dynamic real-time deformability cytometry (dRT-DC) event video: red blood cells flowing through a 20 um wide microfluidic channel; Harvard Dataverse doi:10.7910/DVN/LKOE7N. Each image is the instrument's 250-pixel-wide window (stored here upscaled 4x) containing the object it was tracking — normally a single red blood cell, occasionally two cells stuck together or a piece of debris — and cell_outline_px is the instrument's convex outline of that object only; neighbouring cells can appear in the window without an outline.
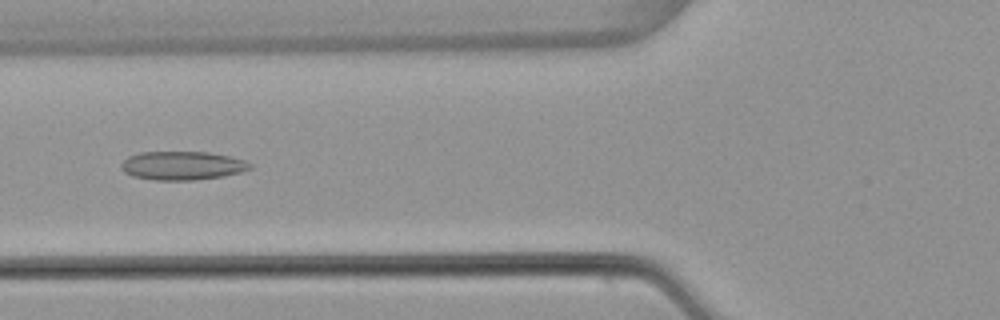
{"species": "common noctule bat (a hibernating species)", "species_latin": "Nyctalus noctula", "temperature_condition": "warm", "stored_images_in_passage": 46, "camera_frame_rate_fps": 3000, "um_per_image_px": 0.085, "animal": {"sex": "female", "body_mass_g": 22.7, "forearm_length_mm": 54.2}, "frame": {"image": 1, "passage_image": 14, "time_ms": 4.333, "image_size_px": [1000, 320], "cell_outline_px": [[252, 168], [240, 172], [224, 176], [192, 180], [156, 180], [132, 176], [124, 172], [120, 168], [120, 164], [128, 156], [140, 152], [208, 152], [228, 156], [244, 160], [252, 164]], "centroid_in_image_um": [15.47, 14.07], "position_along_channel_um": 110.3, "area_um2": 21.5}}
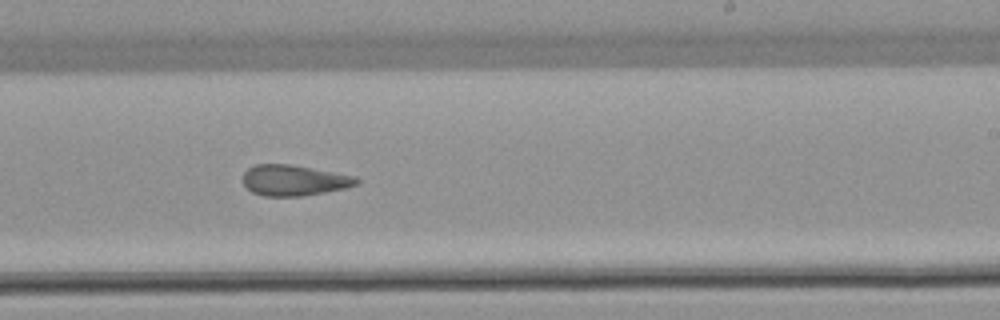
{"frame": {"image": 2, "passage_image": 26, "time_ms": 8.333, "image_size_px": [1000, 320], "cell_outline_px": [[360, 184], [344, 188], [304, 196], [264, 196], [252, 192], [244, 184], [244, 172], [248, 168], [256, 164], [288, 164], [356, 176], [360, 180]], "centroid_in_image_um": [25.01, 15.33], "position_along_channel_um": 264.0, "area_um2": 20.23}}
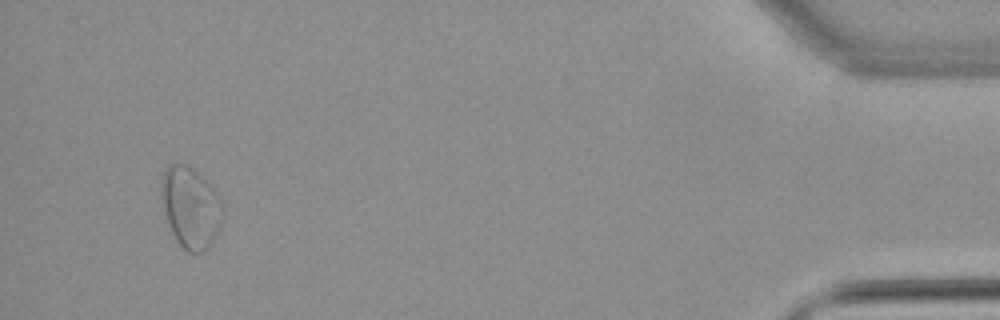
{"frame": {"image": 3, "passage_image": 44, "time_ms": 14.333, "image_size_px": [1000, 320], "cell_outline_px": [[220, 224], [208, 248], [204, 252], [188, 252], [176, 240], [172, 232], [164, 212], [160, 192], [160, 180], [164, 168], [168, 164], [188, 164], [212, 188], [220, 200]], "centroid_in_image_um": [16.12, 17.6], "position_along_channel_um": 419.1, "area_um2": 28.38}, "authors_computed_cell_mechanics": {"area_um2": 21.9929, "velocity_mm_per_s": 3.8478, "shape_relaxation_time_tau1_ms": null, "shape_relaxation_time_tau2_ms": 2.9588, "deformation_change_tau1": null, "deformation_change_tau2": 0.1251}}